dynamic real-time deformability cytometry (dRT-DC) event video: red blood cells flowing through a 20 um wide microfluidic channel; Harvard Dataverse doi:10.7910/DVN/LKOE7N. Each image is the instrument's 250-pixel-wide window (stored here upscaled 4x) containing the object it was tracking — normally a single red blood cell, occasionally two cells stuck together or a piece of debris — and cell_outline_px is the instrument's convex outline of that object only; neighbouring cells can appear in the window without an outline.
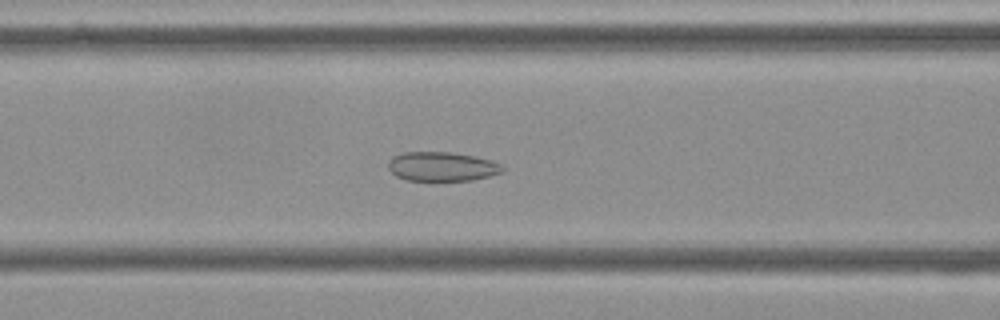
{"species": "Egyptian fruit bat (a non-hibernating species)", "species_latin": "Rousettus aegyptiacus", "temperature_condition": "cold", "stored_images_in_passage": 56, "camera_frame_rate_fps": 3000, "um_per_image_px": 0.085, "frame": {"image": 1, "passage_image": 23, "time_ms": 7.333, "image_size_px": [1000, 320], "cell_outline_px": [[504, 172], [472, 180], [408, 180], [396, 176], [388, 168], [388, 160], [392, 156], [404, 152], [452, 152], [476, 156], [492, 160], [500, 164], [504, 168]], "centroid_in_image_um": [37.57, 14.14], "position_along_channel_um": 129.0, "area_um2": 19.54}}
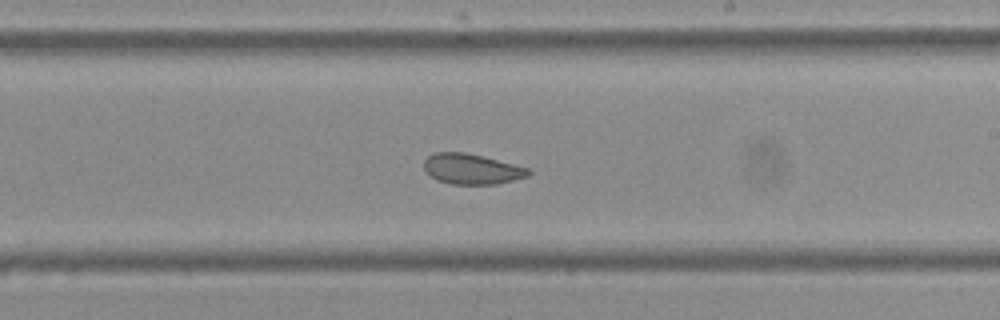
{"frame": {"image": 2, "passage_image": 33, "time_ms": 10.667, "image_size_px": [1000, 320], "cell_outline_px": [[532, 172], [528, 176], [496, 184], [452, 184], [436, 180], [424, 168], [424, 160], [428, 156], [436, 152], [464, 152], [484, 156], [528, 168]], "centroid_in_image_um": [40.1, 14.36], "position_along_channel_um": 248.9, "area_um2": 18.38}}
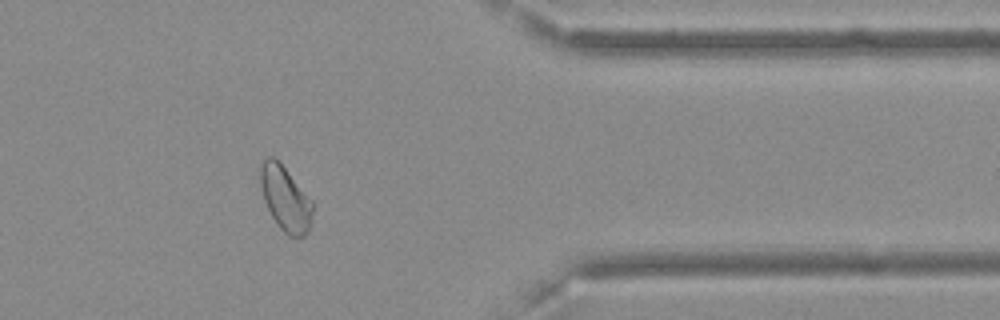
{"frame": {"image": 3, "passage_image": 46, "time_ms": 15.0, "image_size_px": [1000, 320], "cell_outline_px": [[312, 220], [308, 232], [304, 236], [288, 236], [280, 228], [272, 216], [264, 200], [260, 188], [260, 164], [264, 156], [272, 156], [280, 160], [312, 200]], "centroid_in_image_um": [24.24, 16.82], "position_along_channel_um": 387.2, "area_um2": 20.06}, "authors_computed_cell_mechanics": {"area_um2": 20.9236, "velocity_mm_per_s": 3.5996, "shape_relaxation_time_tau1_ms": null, "shape_relaxation_time_tau2_ms": 2.3046, "deformation_change_tau1": null, "deformation_change_tau2": 0.0629}}